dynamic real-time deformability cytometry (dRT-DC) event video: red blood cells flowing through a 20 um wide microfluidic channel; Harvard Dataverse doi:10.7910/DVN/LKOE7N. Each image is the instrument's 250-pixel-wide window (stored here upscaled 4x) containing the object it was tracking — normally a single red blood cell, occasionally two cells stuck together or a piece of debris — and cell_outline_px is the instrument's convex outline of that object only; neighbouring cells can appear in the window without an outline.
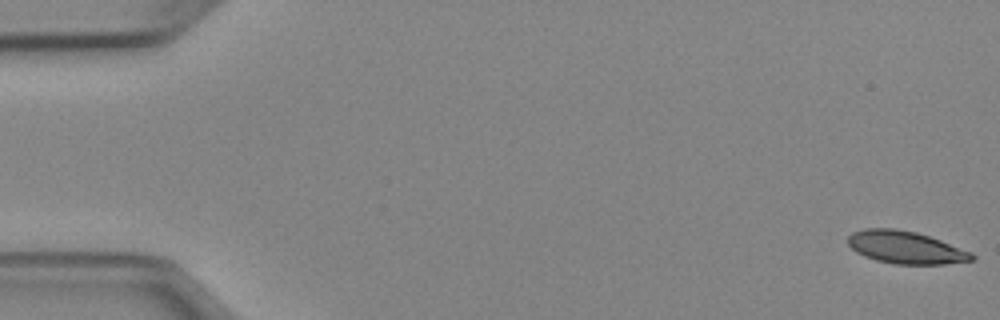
{"species": "Egyptian fruit bat (a non-hibernating species)", "species_latin": "Rousettus aegyptiacus", "temperature_condition": "cold", "stored_images_in_passage": 52, "camera_frame_rate_fps": 3000, "um_per_image_px": 0.085, "animal": {"sex": "female"}, "frame": {"image": 1, "passage_image": 1, "time_ms": 0.0, "image_size_px": [1000, 320], "cell_outline_px": [[976, 260], [944, 264], [892, 264], [876, 260], [864, 256], [856, 252], [848, 244], [848, 236], [852, 232], [864, 228], [896, 228], [916, 232], [940, 240], [972, 252], [976, 256]], "centroid_in_image_um": [76.98, 21.03], "position_along_channel_um": 8.0, "area_um2": 23.64}}
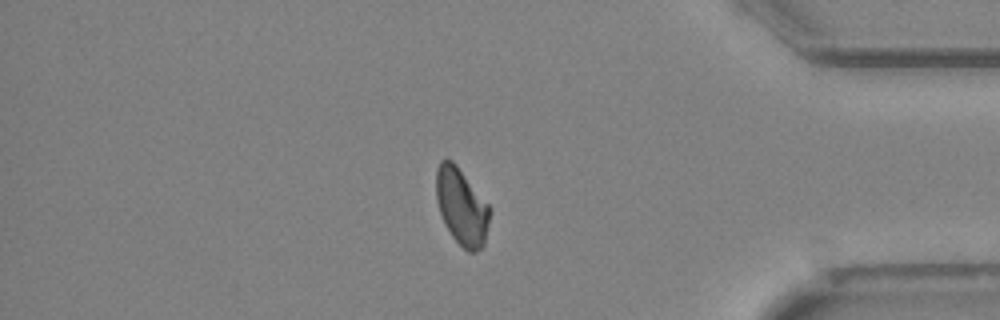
{"frame": {"image": 2, "passage_image": 44, "time_ms": 14.333, "image_size_px": [1000, 320], "cell_outline_px": [[488, 224], [484, 244], [476, 252], [468, 252], [452, 236], [444, 224], [436, 200], [436, 168], [440, 160], [452, 160], [456, 164], [488, 204]], "centroid_in_image_um": [39.2, 17.55], "position_along_channel_um": 396.0, "area_um2": 23.58}}
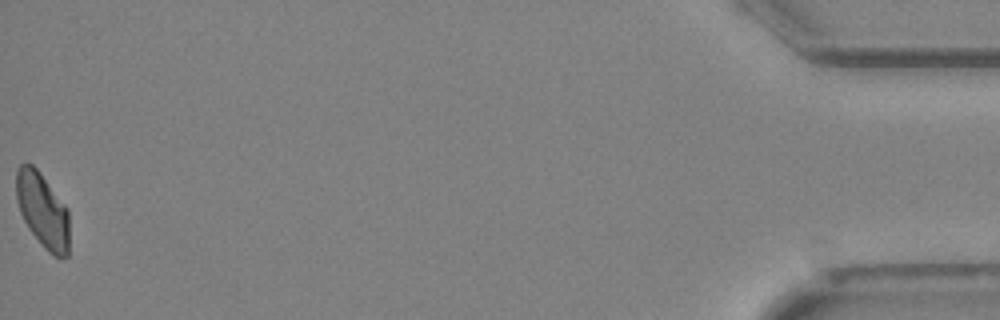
{"frame": {"image": 3, "passage_image": 52, "time_ms": 17.0, "image_size_px": [1000, 320], "cell_outline_px": [[68, 256], [60, 260], [52, 256], [44, 248], [28, 228], [20, 212], [16, 200], [16, 172], [20, 164], [32, 164], [40, 172], [68, 208]], "centroid_in_image_um": [3.63, 17.91], "position_along_channel_um": 431.6, "area_um2": 23.35}}